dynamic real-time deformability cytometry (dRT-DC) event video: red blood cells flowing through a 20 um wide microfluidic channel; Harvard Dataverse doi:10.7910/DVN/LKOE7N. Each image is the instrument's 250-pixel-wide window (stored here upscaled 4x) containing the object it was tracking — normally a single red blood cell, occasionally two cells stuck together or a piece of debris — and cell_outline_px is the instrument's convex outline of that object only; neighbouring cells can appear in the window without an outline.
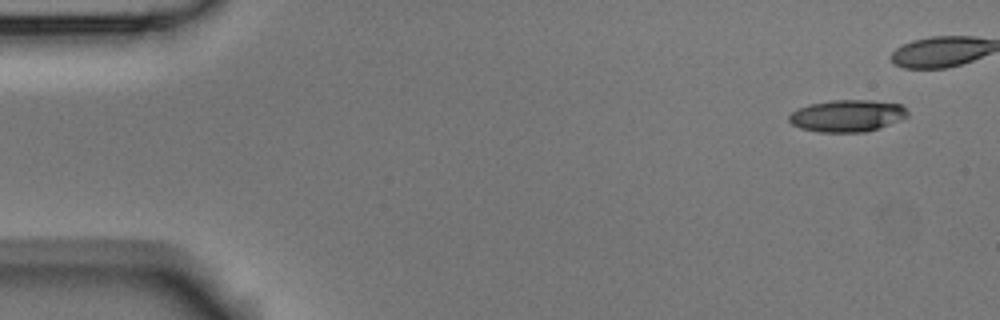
{"species": "Egyptian fruit bat (a non-hibernating species)", "species_latin": "Rousettus aegyptiacus", "temperature_condition": "room temperature", "stored_images_in_passage": 6, "camera_frame_rate_fps": 3000, "um_per_image_px": 0.085, "animal": {"sex": "male"}, "frame": {"image": 1, "passage_image": 1, "time_ms": 0.0, "image_size_px": [1000, 320], "cell_outline_px": [[908, 116], [900, 120], [880, 128], [864, 132], [820, 132], [800, 128], [792, 124], [788, 120], [788, 116], [796, 108], [808, 104], [832, 100], [872, 100], [900, 104], [908, 112]], "centroid_in_image_um": [71.99, 9.84], "position_along_channel_um": 13.0, "area_um2": 22.2}}
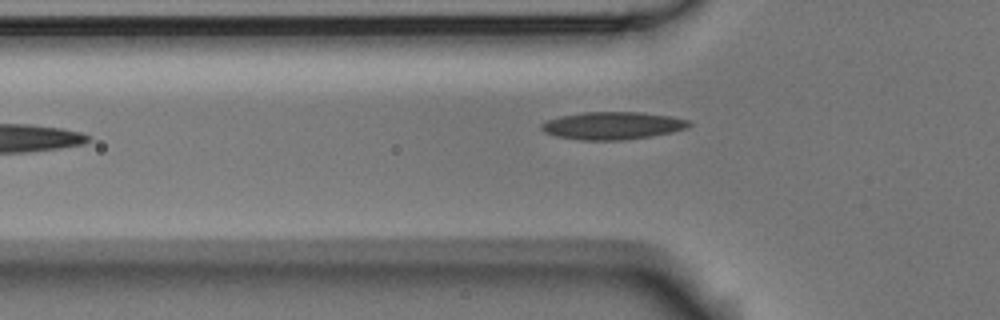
{"frame": {"image": 2, "passage_image": 6, "time_ms": 1.667, "image_size_px": [1000, 320], "cell_outline_px": [[692, 124], [688, 128], [652, 136], [624, 140], [580, 140], [556, 136], [544, 132], [540, 128], [540, 124], [548, 120], [560, 116], [584, 112], [640, 112], [672, 116], [692, 120]], "centroid_in_image_um": [52.1, 10.67], "position_along_channel_um": 73.7, "area_um2": 23.93}}